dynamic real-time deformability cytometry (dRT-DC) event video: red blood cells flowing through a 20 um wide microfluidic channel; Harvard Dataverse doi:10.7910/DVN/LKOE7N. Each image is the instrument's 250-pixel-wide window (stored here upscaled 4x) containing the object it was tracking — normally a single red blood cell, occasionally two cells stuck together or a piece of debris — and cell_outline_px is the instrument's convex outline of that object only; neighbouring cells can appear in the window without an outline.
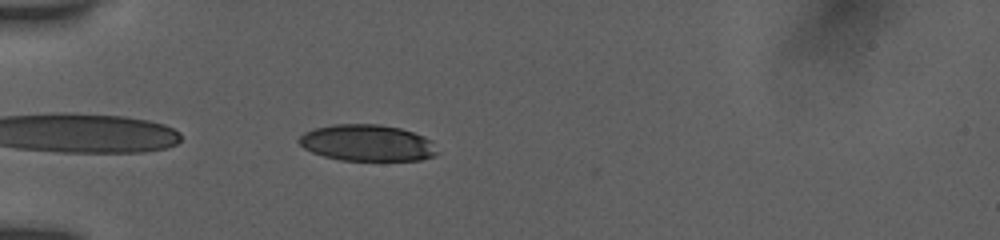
{"species": "human", "species_latin": "Homo sapiens", "temperature_condition": "room temperature", "stored_images_in_passage": 39, "camera_frame_rate_fps": 3000, "um_per_image_px": 0.085, "donor": {"sex": "female"}, "frame": {"image": 1, "passage_image": 2, "time_ms": 0.333, "image_size_px": [1000, 240], "cell_outline_px": [[440, 152], [432, 156], [420, 160], [340, 160], [324, 156], [312, 152], [304, 148], [296, 140], [304, 132], [316, 128], [332, 124], [380, 124], [400, 128], [424, 136], [432, 140]], "centroid_in_image_um": [31.23, 12.14], "position_along_channel_um": 53.8, "area_um2": 29.48}}
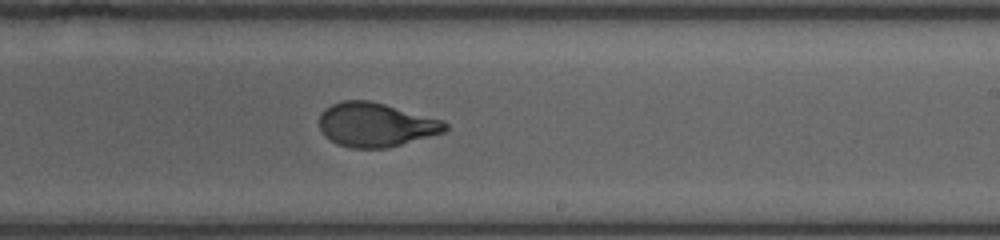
{"frame": {"image": 2, "passage_image": 19, "time_ms": 6.0, "image_size_px": [1000, 240], "cell_outline_px": [[448, 128], [444, 132], [388, 148], [352, 148], [336, 144], [324, 136], [320, 128], [320, 112], [324, 108], [340, 100], [368, 100], [384, 104], [444, 120], [448, 124]], "centroid_in_image_um": [31.92, 10.6], "position_along_channel_um": 257.1, "area_um2": 32.43}}
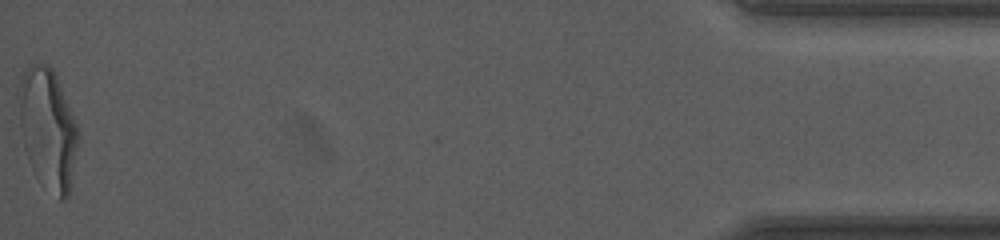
{"frame": {"image": 3, "passage_image": 39, "time_ms": 12.667, "image_size_px": [1000, 240], "cell_outline_px": [[80, 136], [68, 196], [64, 200], [60, 200], [20, 124], [20, 80], [24, 72], [32, 64], [48, 64], [52, 68], [56, 76], [80, 128]], "centroid_in_image_um": [4.21, 10.65], "position_along_channel_um": 431.0, "area_um2": 37.51}, "authors_computed_cell_mechanics": {"area_um2": 32.7726, "velocity_mm_per_s": 3.8951, "shape_relaxation_time_tau1_ms": 3.8017, "shape_relaxation_time_tau2_ms": null, "deformation_change_tau1": 0.1757, "deformation_change_tau2": null}}